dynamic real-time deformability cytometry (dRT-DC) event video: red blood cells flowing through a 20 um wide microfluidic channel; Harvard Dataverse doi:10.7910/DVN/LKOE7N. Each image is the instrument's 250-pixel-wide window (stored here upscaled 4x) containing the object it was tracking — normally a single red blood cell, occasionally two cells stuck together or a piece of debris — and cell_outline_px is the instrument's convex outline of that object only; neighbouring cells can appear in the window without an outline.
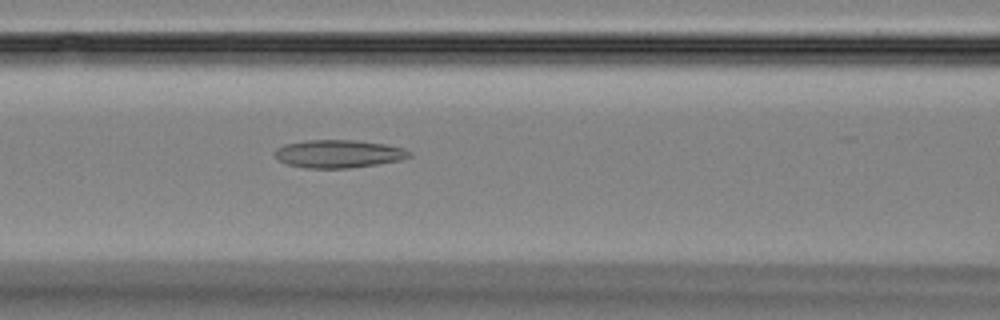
{"species": "Egyptian fruit bat (a non-hibernating species)", "species_latin": "Rousettus aegyptiacus", "temperature_condition": "room temperature", "stored_images_in_passage": 28, "camera_frame_rate_fps": 3000, "um_per_image_px": 0.085, "animal": {"sex": "female"}, "frame": {"image": 1, "passage_image": 8, "time_ms": 2.333, "image_size_px": [1000, 320], "cell_outline_px": [[412, 156], [404, 160], [348, 168], [304, 168], [288, 164], [280, 160], [272, 152], [276, 148], [284, 144], [304, 140], [356, 140], [388, 144], [404, 148], [412, 152]], "centroid_in_image_um": [28.81, 13.06], "position_along_channel_um": 137.8, "area_um2": 22.2}}
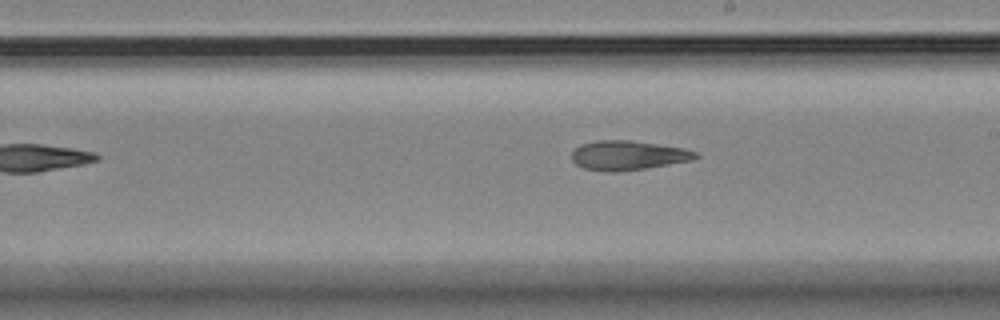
{"frame": {"image": 2, "passage_image": 16, "time_ms": 5.0, "image_size_px": [1000, 320], "cell_outline_px": [[700, 156], [692, 160], [648, 168], [616, 172], [608, 172], [584, 168], [576, 164], [572, 160], [572, 152], [580, 144], [596, 140], [632, 140], [684, 148], [696, 152]], "centroid_in_image_um": [53.38, 13.2], "position_along_channel_um": 235.6, "area_um2": 21.33}}
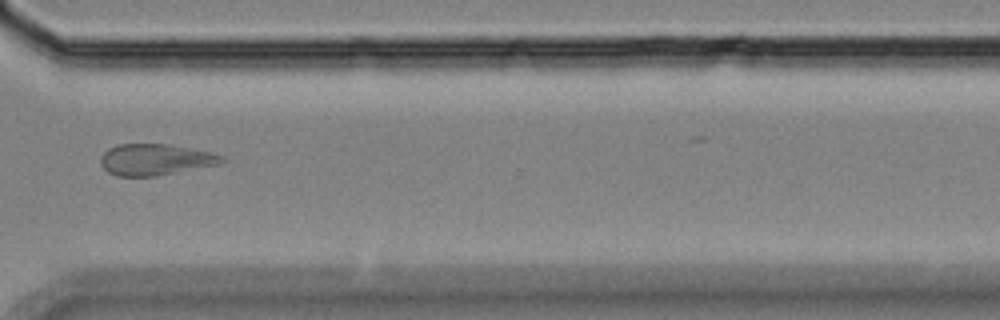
{"frame": {"image": 3, "passage_image": 26, "time_ms": 8.333, "image_size_px": [1000, 320], "cell_outline_px": [[224, 160], [220, 164], [156, 176], [116, 176], [108, 172], [100, 164], [100, 156], [108, 148], [116, 144], [168, 144], [212, 152], [224, 156]], "centroid_in_image_um": [13.18, 13.56], "position_along_channel_um": 357.4, "area_um2": 22.2}}